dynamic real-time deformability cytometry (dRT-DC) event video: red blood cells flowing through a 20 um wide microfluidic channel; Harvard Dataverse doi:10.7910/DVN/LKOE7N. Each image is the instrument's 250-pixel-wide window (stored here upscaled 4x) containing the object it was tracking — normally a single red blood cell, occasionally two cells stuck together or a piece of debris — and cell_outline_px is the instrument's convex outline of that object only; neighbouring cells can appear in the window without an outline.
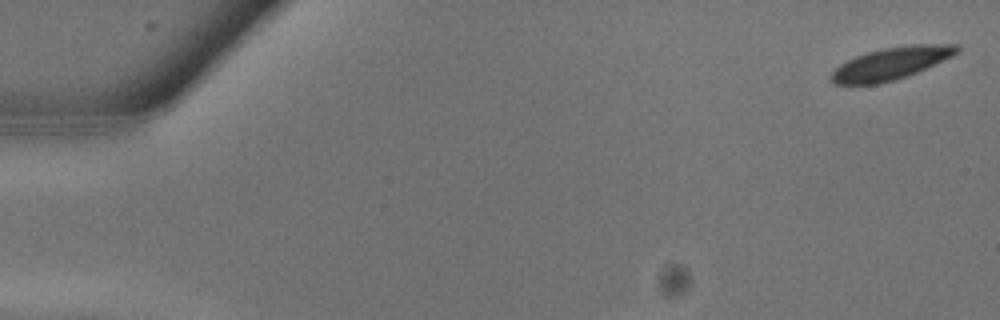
{"species": "common noctule bat (a hibernating species)", "species_latin": "Nyctalus noctula", "temperature_condition": "warm", "stored_images_in_passage": 13, "camera_frame_rate_fps": 3000, "um_per_image_px": 0.085, "animal": {"sex": "male", "body_mass_g": 13.3}, "frame": {"image": 1, "passage_image": 1, "time_ms": 0.0, "image_size_px": [1000, 320], "cell_outline_px": [[960, 52], [952, 56], [916, 72], [896, 80], [880, 84], [832, 84], [832, 72], [840, 64], [856, 56], [868, 52], [884, 48], [916, 44], [956, 44], [960, 48]], "centroid_in_image_um": [75.75, 5.39], "position_along_channel_um": 9.2, "area_um2": 23.35}}
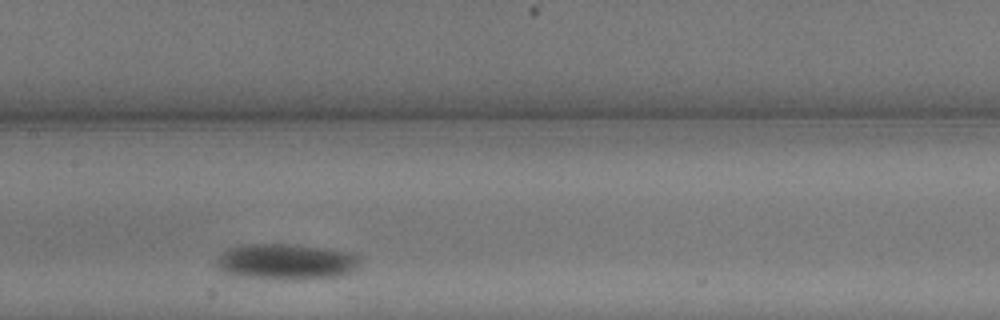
{"frame": {"image": 2, "passage_image": 10, "time_ms": 3.0, "image_size_px": [1000, 320], "cell_outline_px": [[360, 264], [356, 268], [344, 276], [300, 280], [284, 280], [244, 276], [220, 272], [216, 264], [216, 260], [220, 252], [236, 244], [288, 244], [328, 248], [352, 252], [360, 256]], "centroid_in_image_um": [24.33, 22.24], "position_along_channel_um": 183.1, "area_um2": 30.75}}
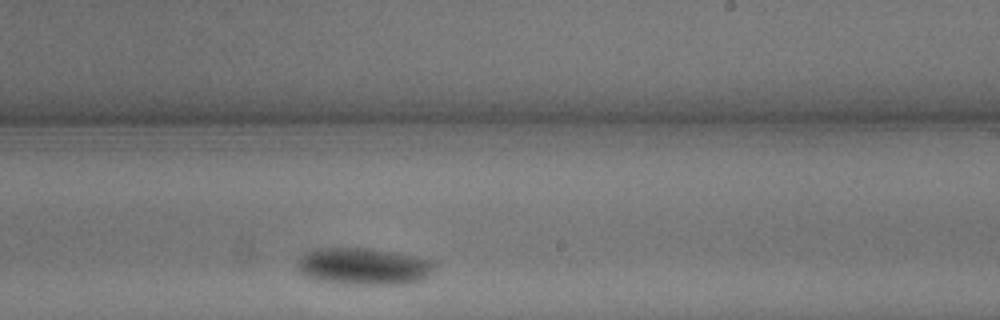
{"frame": {"image": 3, "passage_image": 13, "time_ms": 4.0, "image_size_px": [1000, 320], "cell_outline_px": [[436, 264], [420, 280], [408, 284], [344, 284], [316, 280], [304, 276], [296, 268], [296, 264], [300, 256], [304, 252], [312, 248], [372, 248], [412, 256], [428, 260]], "centroid_in_image_um": [30.77, 22.64], "position_along_channel_um": 258.2, "area_um2": 29.48}}